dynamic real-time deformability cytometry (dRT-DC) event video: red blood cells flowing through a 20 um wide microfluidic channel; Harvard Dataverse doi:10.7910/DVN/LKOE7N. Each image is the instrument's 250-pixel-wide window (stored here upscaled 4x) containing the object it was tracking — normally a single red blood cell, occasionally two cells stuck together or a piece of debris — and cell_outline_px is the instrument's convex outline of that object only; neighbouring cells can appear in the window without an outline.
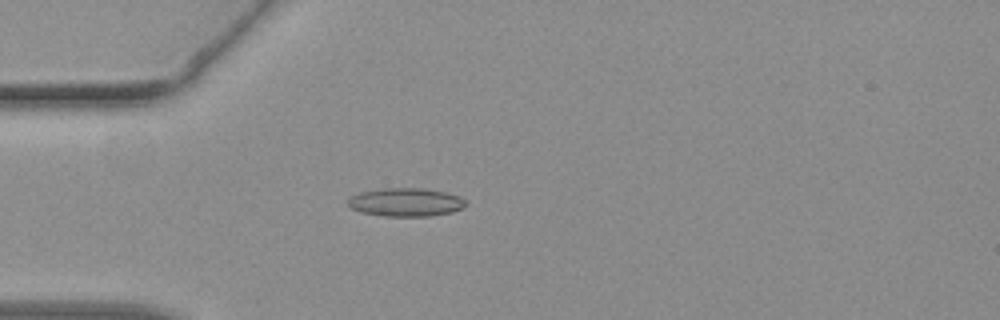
{"species": "common noctule bat (a hibernating species)", "species_latin": "Nyctalus noctula", "temperature_condition": "warm", "stored_images_in_passage": 45, "camera_frame_rate_fps": 3000, "um_per_image_px": 0.085, "animal": {"sex": "female", "body_mass_g": 19.3, "forearm_length_mm": 54.1}, "frame": {"image": 1, "passage_image": 13, "time_ms": 4.0, "image_size_px": [1000, 320], "cell_outline_px": [[468, 204], [452, 212], [428, 216], [384, 216], [360, 212], [352, 208], [348, 204], [348, 200], [352, 196], [360, 192], [384, 188], [424, 188], [444, 192], [460, 196]], "centroid_in_image_um": [34.49, 17.18], "position_along_channel_um": 50.5, "area_um2": 19.36}}
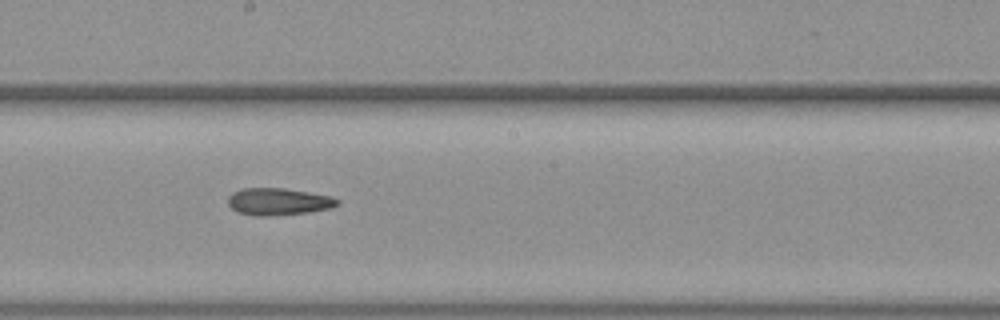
{"frame": {"image": 2, "passage_image": 25, "time_ms": 8.0, "image_size_px": [1000, 320], "cell_outline_px": [[340, 200], [332, 208], [308, 212], [268, 216], [256, 216], [236, 212], [228, 204], [228, 196], [232, 192], [240, 188], [284, 188], [332, 196]], "centroid_in_image_um": [23.63, 17.13], "position_along_channel_um": 224.6, "area_um2": 17.34}}
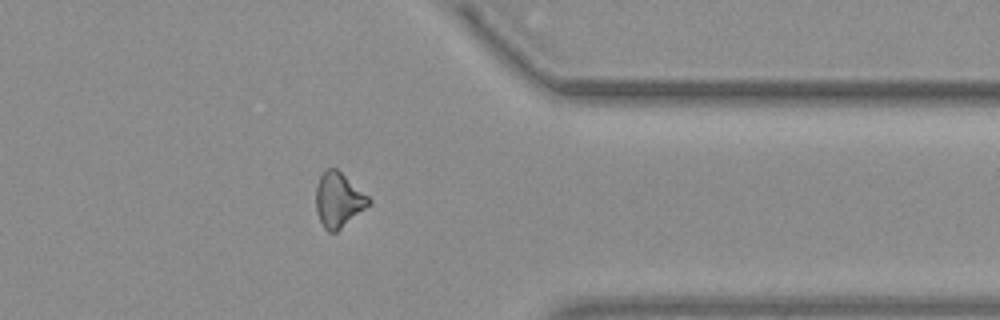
{"frame": {"image": 3, "passage_image": 36, "time_ms": 11.667, "image_size_px": [1000, 320], "cell_outline_px": [[372, 204], [336, 232], [328, 232], [324, 228], [320, 220], [316, 208], [316, 184], [320, 176], [328, 168], [336, 168], [368, 196], [372, 200]], "centroid_in_image_um": [28.78, 17.01], "position_along_channel_um": 382.6, "area_um2": 16.76}}